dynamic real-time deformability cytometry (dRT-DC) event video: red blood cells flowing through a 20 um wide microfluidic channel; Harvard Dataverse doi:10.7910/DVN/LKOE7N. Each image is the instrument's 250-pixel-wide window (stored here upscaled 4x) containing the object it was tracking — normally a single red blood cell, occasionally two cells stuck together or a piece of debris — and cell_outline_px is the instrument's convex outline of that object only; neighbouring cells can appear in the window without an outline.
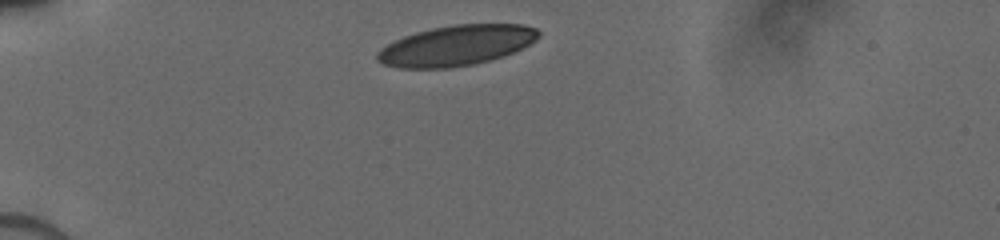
{"species": "human", "species_latin": "Homo sapiens", "temperature_condition": "cold", "stored_images_in_passage": 17, "camera_frame_rate_fps": 3000, "um_per_image_px": 0.085, "donor": {"sex": "male"}, "frame": {"image": 1, "passage_image": 1, "time_ms": 0.0, "image_size_px": [1000, 240], "cell_outline_px": [[540, 36], [536, 40], [504, 56], [472, 64], [448, 68], [400, 68], [384, 64], [376, 60], [376, 52], [380, 48], [404, 36], [416, 32], [432, 28], [452, 24], [524, 24], [536, 28], [540, 32]], "centroid_in_image_um": [38.77, 3.86], "position_along_channel_um": 46.2, "area_um2": 37.8}}
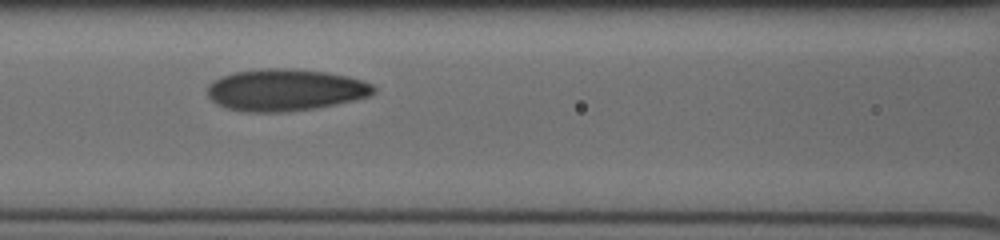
{"frame": {"image": 2, "passage_image": 6, "time_ms": 3.333, "image_size_px": [1000, 240], "cell_outline_px": [[376, 92], [368, 96], [336, 104], [316, 108], [284, 112], [248, 112], [228, 108], [212, 100], [208, 96], [208, 84], [212, 80], [220, 76], [232, 72], [260, 68], [292, 68], [328, 72], [348, 76], [364, 80], [372, 84], [376, 88]], "centroid_in_image_um": [24.25, 7.63], "position_along_channel_um": 142.3, "area_um2": 40.86}}
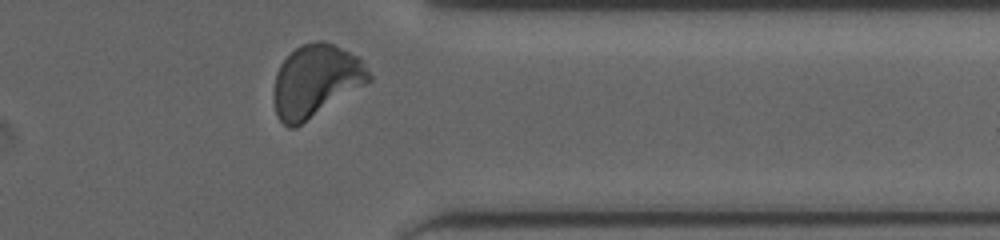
{"frame": {"image": 3, "passage_image": 17, "time_ms": 9.333, "image_size_px": [1000, 240], "cell_outline_px": [[372, 80], [296, 128], [288, 128], [276, 116], [272, 100], [272, 92], [276, 72], [280, 64], [300, 44], [316, 40], [324, 40], [356, 56], [360, 60], [372, 76]], "centroid_in_image_um": [26.78, 6.9], "position_along_channel_um": 384.6, "area_um2": 40.23}}